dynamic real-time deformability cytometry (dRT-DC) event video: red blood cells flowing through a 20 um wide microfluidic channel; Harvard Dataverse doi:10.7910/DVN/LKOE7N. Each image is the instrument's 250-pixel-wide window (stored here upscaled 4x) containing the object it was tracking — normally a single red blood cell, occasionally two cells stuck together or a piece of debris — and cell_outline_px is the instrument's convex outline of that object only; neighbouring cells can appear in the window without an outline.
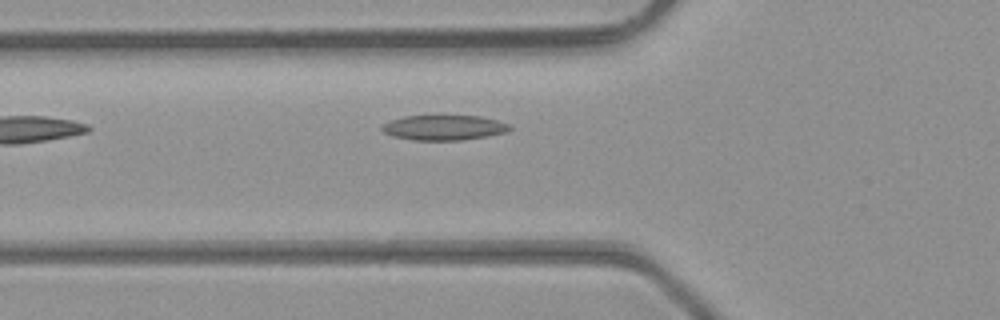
{"species": "common noctule bat (a hibernating species)", "species_latin": "Nyctalus noctula", "temperature_condition": "room temperature", "stored_images_in_passage": 4, "camera_frame_rate_fps": 3000, "um_per_image_px": 0.085, "animal": {"sex": "male", "body_mass_g": 23.1, "forearm_length_mm": 52.7}, "frame": {"image": 1, "passage_image": 4, "time_ms": 1.0, "image_size_px": [1000, 320], "cell_outline_px": [[512, 128], [504, 132], [488, 136], [464, 140], [412, 140], [392, 136], [384, 132], [380, 128], [384, 124], [392, 120], [404, 116], [480, 116], [512, 124]], "centroid_in_image_um": [37.75, 10.85], "position_along_channel_um": 88.0, "area_um2": 18.61}}